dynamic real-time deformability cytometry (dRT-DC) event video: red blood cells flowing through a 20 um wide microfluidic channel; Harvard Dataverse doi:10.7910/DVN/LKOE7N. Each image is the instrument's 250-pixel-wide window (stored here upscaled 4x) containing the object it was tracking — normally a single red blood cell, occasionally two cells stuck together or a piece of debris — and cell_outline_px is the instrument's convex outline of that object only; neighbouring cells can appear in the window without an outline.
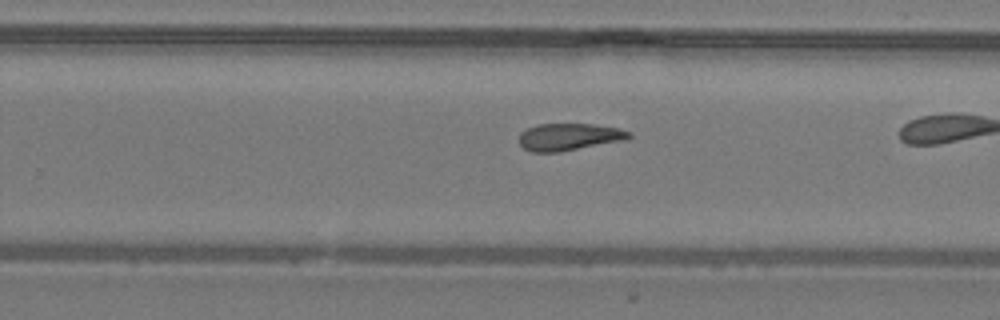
{"species": "common noctule bat (a hibernating species)", "species_latin": "Nyctalus noctula", "temperature_condition": "warm", "stored_images_in_passage": 21, "camera_frame_rate_fps": 3000, "um_per_image_px": 0.085, "animal": {"sex": "male", "body_mass_g": 19.2, "forearm_length_mm": 51.8}, "frame": {"image": 1, "passage_image": 15, "time_ms": 4.667, "image_size_px": [1000, 320], "cell_outline_px": [[632, 136], [628, 140], [560, 152], [532, 152], [524, 148], [520, 144], [520, 132], [536, 124], [592, 124], [620, 128], [632, 132]], "centroid_in_image_um": [48.43, 11.64], "position_along_channel_um": 281.4, "area_um2": 17.63}}